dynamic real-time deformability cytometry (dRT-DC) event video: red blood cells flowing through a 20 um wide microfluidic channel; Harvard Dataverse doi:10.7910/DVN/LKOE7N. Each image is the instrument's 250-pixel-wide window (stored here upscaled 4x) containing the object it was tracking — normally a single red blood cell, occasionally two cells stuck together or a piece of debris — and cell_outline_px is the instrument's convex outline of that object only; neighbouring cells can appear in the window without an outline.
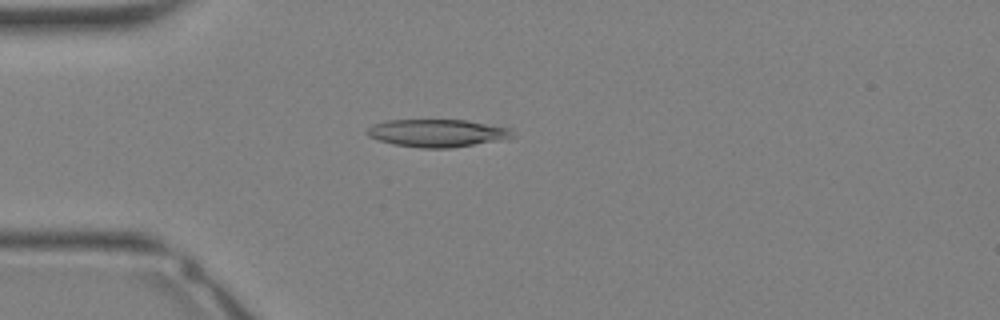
{"species": "Egyptian fruit bat (a non-hibernating species)", "species_latin": "Rousettus aegyptiacus", "temperature_condition": "warm", "stored_images_in_passage": 34, "camera_frame_rate_fps": 3000, "um_per_image_px": 0.085, "animal": {"sex": "female"}, "frame": {"image": 1, "passage_image": 9, "time_ms": 2.667, "image_size_px": [1000, 320], "cell_outline_px": [[512, 136], [500, 140], [452, 148], [420, 148], [392, 144], [368, 136], [364, 132], [372, 124], [384, 120], [468, 120], [508, 128]], "centroid_in_image_um": [37.07, 11.31], "position_along_channel_um": 47.9, "area_um2": 23.35}}
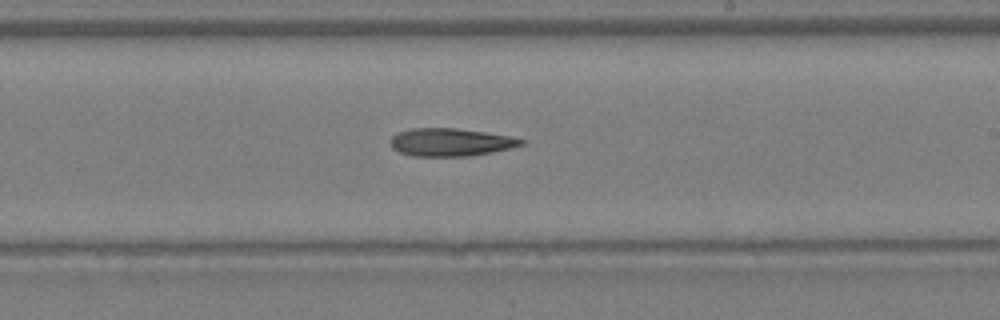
{"frame": {"image": 2, "passage_image": 20, "time_ms": 6.333, "image_size_px": [1000, 320], "cell_outline_px": [[524, 144], [492, 152], [468, 156], [412, 156], [400, 152], [392, 148], [388, 140], [396, 132], [412, 128], [456, 128], [484, 132], [508, 136], [524, 140]], "centroid_in_image_um": [38.21, 12.08], "position_along_channel_um": 250.8, "area_um2": 21.15}}
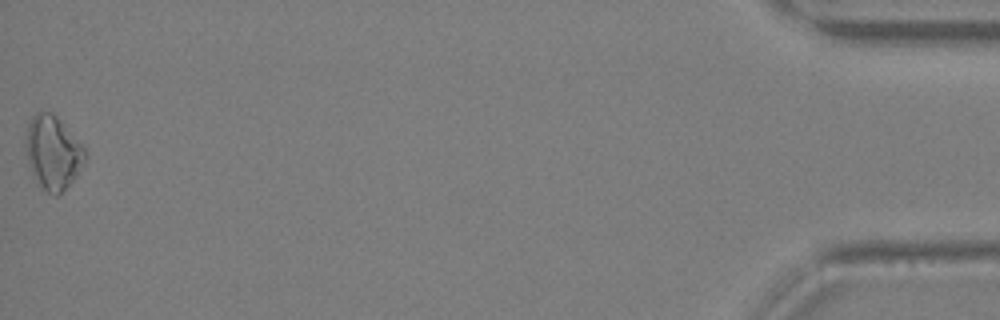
{"frame": {"image": 3, "passage_image": 34, "time_ms": 11.0, "image_size_px": [1000, 320], "cell_outline_px": [[88, 156], [76, 176], [56, 196], [40, 188], [32, 172], [28, 160], [24, 144], [28, 124], [32, 116], [36, 112], [52, 112], [60, 120], [84, 148]], "centroid_in_image_um": [4.48, 12.96], "position_along_channel_um": 430.7, "area_um2": 25.14}}